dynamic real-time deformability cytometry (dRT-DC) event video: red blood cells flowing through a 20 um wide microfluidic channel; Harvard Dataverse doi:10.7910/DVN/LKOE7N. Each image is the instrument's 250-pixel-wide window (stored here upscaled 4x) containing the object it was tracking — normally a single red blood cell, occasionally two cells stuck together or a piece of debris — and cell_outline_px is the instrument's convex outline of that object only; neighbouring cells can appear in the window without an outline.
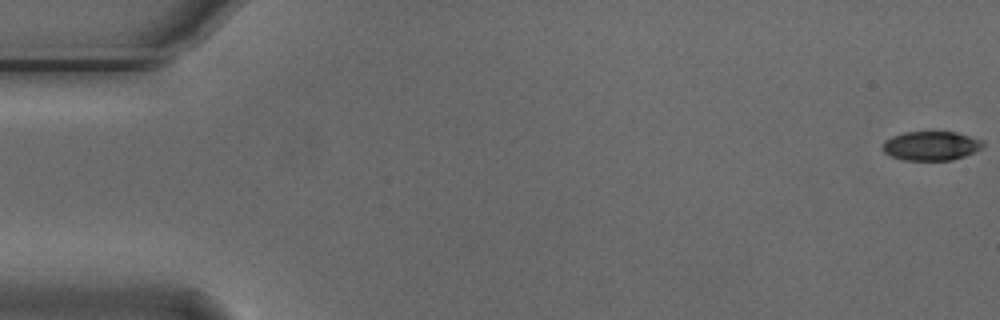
{"species": "Egyptian fruit bat (a non-hibernating species)", "species_latin": "Rousettus aegyptiacus", "temperature_condition": "cold", "stored_images_in_passage": 54, "camera_frame_rate_fps": 3000, "um_per_image_px": 0.085, "animal": {"sex": "male"}, "frame": {"image": 1, "passage_image": 1, "time_ms": 0.0, "image_size_px": [1000, 320], "cell_outline_px": [[984, 148], [964, 156], [952, 160], [904, 160], [892, 156], [884, 152], [884, 140], [892, 136], [904, 132], [956, 132], [984, 140]], "centroid_in_image_um": [79.19, 12.39], "position_along_channel_um": 5.8, "area_um2": 17.05}}
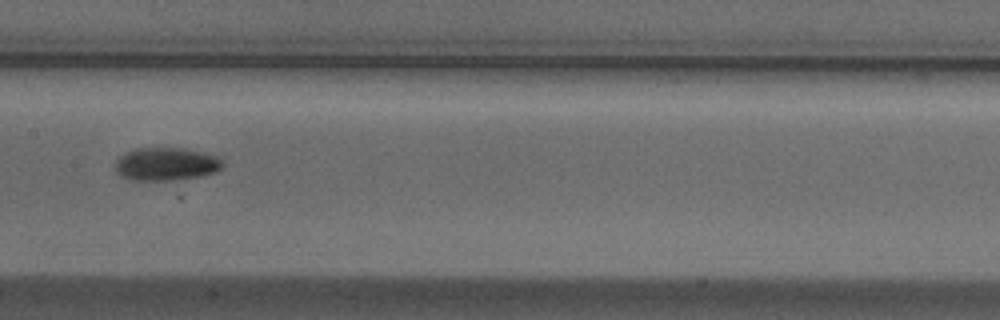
{"frame": {"image": 2, "passage_image": 28, "time_ms": 9.0, "image_size_px": [1000, 320], "cell_outline_px": [[224, 164], [216, 172], [200, 176], [176, 180], [132, 180], [120, 176], [116, 172], [116, 160], [124, 152], [136, 148], [184, 148], [220, 156], [224, 160]], "centroid_in_image_um": [14.14, 13.94], "position_along_channel_um": 193.3, "area_um2": 20.92}}
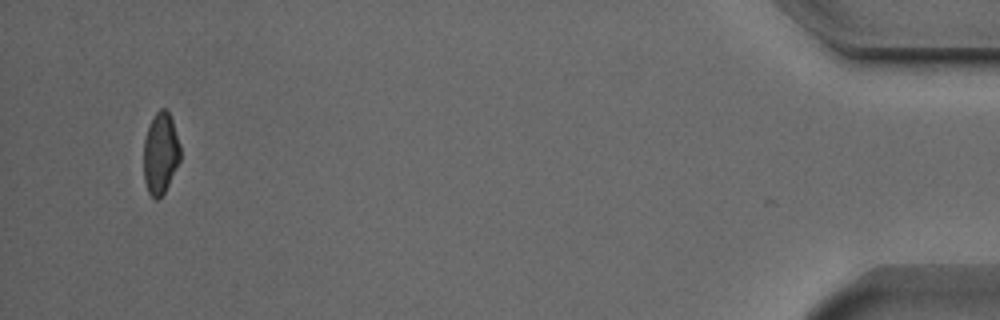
{"frame": {"image": 3, "passage_image": 53, "time_ms": 17.333, "image_size_px": [1000, 320], "cell_outline_px": [[180, 160], [164, 192], [156, 200], [148, 192], [144, 180], [144, 140], [148, 124], [156, 112], [160, 108], [164, 108], [168, 112], [172, 120], [180, 144]], "centroid_in_image_um": [13.63, 13.0], "position_along_channel_um": 421.6, "area_um2": 17.28}, "authors_computed_cell_mechanics": {"area_um2": 18.9873, "velocity_mm_per_s": 3.7547, "shape_relaxation_time_tau1_ms": 3.645, "shape_relaxation_time_tau2_ms": 10.8282, "deformation_change_tau1": 0.1261, "deformation_change_tau2": 0.1371}}